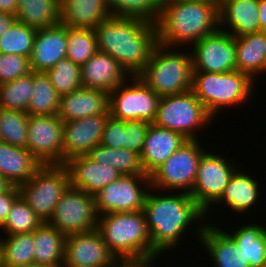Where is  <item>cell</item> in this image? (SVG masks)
<instances>
[{
  "instance_id": "6da1fadb",
  "label": "cell",
  "mask_w": 266,
  "mask_h": 267,
  "mask_svg": "<svg viewBox=\"0 0 266 267\" xmlns=\"http://www.w3.org/2000/svg\"><path fill=\"white\" fill-rule=\"evenodd\" d=\"M97 49L117 60L130 76H138L158 46L154 22L140 17L111 16L94 28Z\"/></svg>"
},
{
  "instance_id": "7a4b0ae2",
  "label": "cell",
  "mask_w": 266,
  "mask_h": 267,
  "mask_svg": "<svg viewBox=\"0 0 266 267\" xmlns=\"http://www.w3.org/2000/svg\"><path fill=\"white\" fill-rule=\"evenodd\" d=\"M149 191L142 211L147 222L152 248L160 255L178 244L185 230L193 226L192 222H204L202 220L206 215L187 192H176L177 195L161 192L159 195L157 191H155L157 194L150 189Z\"/></svg>"
},
{
  "instance_id": "3957f363",
  "label": "cell",
  "mask_w": 266,
  "mask_h": 267,
  "mask_svg": "<svg viewBox=\"0 0 266 267\" xmlns=\"http://www.w3.org/2000/svg\"><path fill=\"white\" fill-rule=\"evenodd\" d=\"M155 25L158 45L186 47L219 29V7L202 0H163Z\"/></svg>"
},
{
  "instance_id": "277c9868",
  "label": "cell",
  "mask_w": 266,
  "mask_h": 267,
  "mask_svg": "<svg viewBox=\"0 0 266 267\" xmlns=\"http://www.w3.org/2000/svg\"><path fill=\"white\" fill-rule=\"evenodd\" d=\"M97 229L120 264L155 262L159 258L142 210L99 215Z\"/></svg>"
},
{
  "instance_id": "5b68a950",
  "label": "cell",
  "mask_w": 266,
  "mask_h": 267,
  "mask_svg": "<svg viewBox=\"0 0 266 267\" xmlns=\"http://www.w3.org/2000/svg\"><path fill=\"white\" fill-rule=\"evenodd\" d=\"M255 79L238 70L226 73L192 72L191 90L214 118L222 108L245 103Z\"/></svg>"
},
{
  "instance_id": "8992f818",
  "label": "cell",
  "mask_w": 266,
  "mask_h": 267,
  "mask_svg": "<svg viewBox=\"0 0 266 267\" xmlns=\"http://www.w3.org/2000/svg\"><path fill=\"white\" fill-rule=\"evenodd\" d=\"M158 45L138 77L160 97L180 94L192 88L191 53Z\"/></svg>"
},
{
  "instance_id": "52a82bcc",
  "label": "cell",
  "mask_w": 266,
  "mask_h": 267,
  "mask_svg": "<svg viewBox=\"0 0 266 267\" xmlns=\"http://www.w3.org/2000/svg\"><path fill=\"white\" fill-rule=\"evenodd\" d=\"M212 120L201 101L189 90L161 97L153 124L181 133L188 140H197L198 129L207 127Z\"/></svg>"
},
{
  "instance_id": "ba28073f",
  "label": "cell",
  "mask_w": 266,
  "mask_h": 267,
  "mask_svg": "<svg viewBox=\"0 0 266 267\" xmlns=\"http://www.w3.org/2000/svg\"><path fill=\"white\" fill-rule=\"evenodd\" d=\"M70 186V175L64 164L42 165L21 186L20 195L43 221L48 222L62 194Z\"/></svg>"
},
{
  "instance_id": "9c48e42d",
  "label": "cell",
  "mask_w": 266,
  "mask_h": 267,
  "mask_svg": "<svg viewBox=\"0 0 266 267\" xmlns=\"http://www.w3.org/2000/svg\"><path fill=\"white\" fill-rule=\"evenodd\" d=\"M199 144V139L187 140L180 146L150 175L151 189L160 190V192H167V190L171 192L176 189L179 192L184 190L190 193L196 179L199 160L207 151Z\"/></svg>"
},
{
  "instance_id": "30bf717a",
  "label": "cell",
  "mask_w": 266,
  "mask_h": 267,
  "mask_svg": "<svg viewBox=\"0 0 266 267\" xmlns=\"http://www.w3.org/2000/svg\"><path fill=\"white\" fill-rule=\"evenodd\" d=\"M129 80H132L130 84ZM128 81L109 94L110 116L122 121L144 120L153 123L161 97L138 76H131Z\"/></svg>"
},
{
  "instance_id": "8fae6325",
  "label": "cell",
  "mask_w": 266,
  "mask_h": 267,
  "mask_svg": "<svg viewBox=\"0 0 266 267\" xmlns=\"http://www.w3.org/2000/svg\"><path fill=\"white\" fill-rule=\"evenodd\" d=\"M98 216L94 196L69 186L47 223L68 236L96 229Z\"/></svg>"
},
{
  "instance_id": "7c38bea8",
  "label": "cell",
  "mask_w": 266,
  "mask_h": 267,
  "mask_svg": "<svg viewBox=\"0 0 266 267\" xmlns=\"http://www.w3.org/2000/svg\"><path fill=\"white\" fill-rule=\"evenodd\" d=\"M232 163L222 155L210 151H206L199 160L196 179L189 194L205 211L206 217L211 206L221 197L231 176L239 168Z\"/></svg>"
},
{
  "instance_id": "4fadbf2b",
  "label": "cell",
  "mask_w": 266,
  "mask_h": 267,
  "mask_svg": "<svg viewBox=\"0 0 266 267\" xmlns=\"http://www.w3.org/2000/svg\"><path fill=\"white\" fill-rule=\"evenodd\" d=\"M140 184H146V189ZM147 189H151L150 176L121 174L116 181L94 195L98 215L143 210Z\"/></svg>"
},
{
  "instance_id": "5bb4252c",
  "label": "cell",
  "mask_w": 266,
  "mask_h": 267,
  "mask_svg": "<svg viewBox=\"0 0 266 267\" xmlns=\"http://www.w3.org/2000/svg\"><path fill=\"white\" fill-rule=\"evenodd\" d=\"M193 72L226 73L236 70L234 36L218 29L190 46Z\"/></svg>"
},
{
  "instance_id": "9a60e30c",
  "label": "cell",
  "mask_w": 266,
  "mask_h": 267,
  "mask_svg": "<svg viewBox=\"0 0 266 267\" xmlns=\"http://www.w3.org/2000/svg\"><path fill=\"white\" fill-rule=\"evenodd\" d=\"M63 124L57 115L29 116L27 149L42 165L63 164Z\"/></svg>"
},
{
  "instance_id": "2e32d148",
  "label": "cell",
  "mask_w": 266,
  "mask_h": 267,
  "mask_svg": "<svg viewBox=\"0 0 266 267\" xmlns=\"http://www.w3.org/2000/svg\"><path fill=\"white\" fill-rule=\"evenodd\" d=\"M64 262L76 267H117L120 264L97 228L66 236Z\"/></svg>"
},
{
  "instance_id": "e0dca14e",
  "label": "cell",
  "mask_w": 266,
  "mask_h": 267,
  "mask_svg": "<svg viewBox=\"0 0 266 267\" xmlns=\"http://www.w3.org/2000/svg\"><path fill=\"white\" fill-rule=\"evenodd\" d=\"M110 115H93L63 124V164L72 157L87 155L101 142Z\"/></svg>"
},
{
  "instance_id": "ac0fdd59",
  "label": "cell",
  "mask_w": 266,
  "mask_h": 267,
  "mask_svg": "<svg viewBox=\"0 0 266 267\" xmlns=\"http://www.w3.org/2000/svg\"><path fill=\"white\" fill-rule=\"evenodd\" d=\"M67 56V27L62 23L39 28L29 57L31 70L46 72Z\"/></svg>"
},
{
  "instance_id": "d6986e66",
  "label": "cell",
  "mask_w": 266,
  "mask_h": 267,
  "mask_svg": "<svg viewBox=\"0 0 266 267\" xmlns=\"http://www.w3.org/2000/svg\"><path fill=\"white\" fill-rule=\"evenodd\" d=\"M70 175V186L94 196L121 173L113 167L95 163L87 155L75 156L64 164Z\"/></svg>"
},
{
  "instance_id": "ffe728a7",
  "label": "cell",
  "mask_w": 266,
  "mask_h": 267,
  "mask_svg": "<svg viewBox=\"0 0 266 267\" xmlns=\"http://www.w3.org/2000/svg\"><path fill=\"white\" fill-rule=\"evenodd\" d=\"M129 76L117 60L109 54L99 51L81 65L82 86L101 90L108 94L127 81Z\"/></svg>"
},
{
  "instance_id": "44dd1931",
  "label": "cell",
  "mask_w": 266,
  "mask_h": 267,
  "mask_svg": "<svg viewBox=\"0 0 266 267\" xmlns=\"http://www.w3.org/2000/svg\"><path fill=\"white\" fill-rule=\"evenodd\" d=\"M197 238L205 247L214 267H250L235 242L217 226L200 224Z\"/></svg>"
},
{
  "instance_id": "7402d4cb",
  "label": "cell",
  "mask_w": 266,
  "mask_h": 267,
  "mask_svg": "<svg viewBox=\"0 0 266 267\" xmlns=\"http://www.w3.org/2000/svg\"><path fill=\"white\" fill-rule=\"evenodd\" d=\"M93 115H110L108 93L82 87L60 96L57 116L63 122Z\"/></svg>"
},
{
  "instance_id": "603a6c76",
  "label": "cell",
  "mask_w": 266,
  "mask_h": 267,
  "mask_svg": "<svg viewBox=\"0 0 266 267\" xmlns=\"http://www.w3.org/2000/svg\"><path fill=\"white\" fill-rule=\"evenodd\" d=\"M187 140L181 133L151 123L140 154L145 174L150 176Z\"/></svg>"
},
{
  "instance_id": "cb8c5ba5",
  "label": "cell",
  "mask_w": 266,
  "mask_h": 267,
  "mask_svg": "<svg viewBox=\"0 0 266 267\" xmlns=\"http://www.w3.org/2000/svg\"><path fill=\"white\" fill-rule=\"evenodd\" d=\"M219 29L234 37L260 32L259 0H227L219 7Z\"/></svg>"
},
{
  "instance_id": "d4e9b609",
  "label": "cell",
  "mask_w": 266,
  "mask_h": 267,
  "mask_svg": "<svg viewBox=\"0 0 266 267\" xmlns=\"http://www.w3.org/2000/svg\"><path fill=\"white\" fill-rule=\"evenodd\" d=\"M41 166L27 148L0 141V175L12 186L27 182Z\"/></svg>"
},
{
  "instance_id": "484cf974",
  "label": "cell",
  "mask_w": 266,
  "mask_h": 267,
  "mask_svg": "<svg viewBox=\"0 0 266 267\" xmlns=\"http://www.w3.org/2000/svg\"><path fill=\"white\" fill-rule=\"evenodd\" d=\"M111 16L107 0H61L60 23L66 27L94 29Z\"/></svg>"
},
{
  "instance_id": "4316f807",
  "label": "cell",
  "mask_w": 266,
  "mask_h": 267,
  "mask_svg": "<svg viewBox=\"0 0 266 267\" xmlns=\"http://www.w3.org/2000/svg\"><path fill=\"white\" fill-rule=\"evenodd\" d=\"M237 50L236 70L252 79L266 72V32L234 37Z\"/></svg>"
},
{
  "instance_id": "83f0119b",
  "label": "cell",
  "mask_w": 266,
  "mask_h": 267,
  "mask_svg": "<svg viewBox=\"0 0 266 267\" xmlns=\"http://www.w3.org/2000/svg\"><path fill=\"white\" fill-rule=\"evenodd\" d=\"M259 183L245 171L237 169L229 179L221 197L214 203H224L237 214L251 209L259 200ZM258 199V200H257Z\"/></svg>"
},
{
  "instance_id": "f1b7e54d",
  "label": "cell",
  "mask_w": 266,
  "mask_h": 267,
  "mask_svg": "<svg viewBox=\"0 0 266 267\" xmlns=\"http://www.w3.org/2000/svg\"><path fill=\"white\" fill-rule=\"evenodd\" d=\"M66 236L43 222L34 230V264L58 267L64 262Z\"/></svg>"
},
{
  "instance_id": "f546056e",
  "label": "cell",
  "mask_w": 266,
  "mask_h": 267,
  "mask_svg": "<svg viewBox=\"0 0 266 267\" xmlns=\"http://www.w3.org/2000/svg\"><path fill=\"white\" fill-rule=\"evenodd\" d=\"M259 224H245L233 233L225 231L242 251L250 267H264L266 264V227Z\"/></svg>"
},
{
  "instance_id": "4dcf8cb0",
  "label": "cell",
  "mask_w": 266,
  "mask_h": 267,
  "mask_svg": "<svg viewBox=\"0 0 266 267\" xmlns=\"http://www.w3.org/2000/svg\"><path fill=\"white\" fill-rule=\"evenodd\" d=\"M61 0H18L17 21L36 29L60 23Z\"/></svg>"
},
{
  "instance_id": "1f68e13d",
  "label": "cell",
  "mask_w": 266,
  "mask_h": 267,
  "mask_svg": "<svg viewBox=\"0 0 266 267\" xmlns=\"http://www.w3.org/2000/svg\"><path fill=\"white\" fill-rule=\"evenodd\" d=\"M87 156L95 163L109 165L123 175H146L140 154L129 149H113L99 144Z\"/></svg>"
},
{
  "instance_id": "d6a6232c",
  "label": "cell",
  "mask_w": 266,
  "mask_h": 267,
  "mask_svg": "<svg viewBox=\"0 0 266 267\" xmlns=\"http://www.w3.org/2000/svg\"><path fill=\"white\" fill-rule=\"evenodd\" d=\"M33 91L26 110L29 116L57 115L59 111L60 95L52 86L45 72L33 71Z\"/></svg>"
},
{
  "instance_id": "836d02e7",
  "label": "cell",
  "mask_w": 266,
  "mask_h": 267,
  "mask_svg": "<svg viewBox=\"0 0 266 267\" xmlns=\"http://www.w3.org/2000/svg\"><path fill=\"white\" fill-rule=\"evenodd\" d=\"M2 257L4 267H23L34 264V231L3 236Z\"/></svg>"
},
{
  "instance_id": "e575fe53",
  "label": "cell",
  "mask_w": 266,
  "mask_h": 267,
  "mask_svg": "<svg viewBox=\"0 0 266 267\" xmlns=\"http://www.w3.org/2000/svg\"><path fill=\"white\" fill-rule=\"evenodd\" d=\"M33 85V71L11 82L0 84V109L26 112Z\"/></svg>"
},
{
  "instance_id": "d590c367",
  "label": "cell",
  "mask_w": 266,
  "mask_h": 267,
  "mask_svg": "<svg viewBox=\"0 0 266 267\" xmlns=\"http://www.w3.org/2000/svg\"><path fill=\"white\" fill-rule=\"evenodd\" d=\"M28 120L26 112L0 109V141L27 148Z\"/></svg>"
},
{
  "instance_id": "8d00e7d4",
  "label": "cell",
  "mask_w": 266,
  "mask_h": 267,
  "mask_svg": "<svg viewBox=\"0 0 266 267\" xmlns=\"http://www.w3.org/2000/svg\"><path fill=\"white\" fill-rule=\"evenodd\" d=\"M43 221L35 214L20 195L8 213L5 222L0 226L5 235L32 233Z\"/></svg>"
},
{
  "instance_id": "74e56055",
  "label": "cell",
  "mask_w": 266,
  "mask_h": 267,
  "mask_svg": "<svg viewBox=\"0 0 266 267\" xmlns=\"http://www.w3.org/2000/svg\"><path fill=\"white\" fill-rule=\"evenodd\" d=\"M37 29L16 21L0 36V53L30 57Z\"/></svg>"
},
{
  "instance_id": "f35d334b",
  "label": "cell",
  "mask_w": 266,
  "mask_h": 267,
  "mask_svg": "<svg viewBox=\"0 0 266 267\" xmlns=\"http://www.w3.org/2000/svg\"><path fill=\"white\" fill-rule=\"evenodd\" d=\"M97 51L98 49L94 29L67 27L66 58L81 66Z\"/></svg>"
},
{
  "instance_id": "ab89813d",
  "label": "cell",
  "mask_w": 266,
  "mask_h": 267,
  "mask_svg": "<svg viewBox=\"0 0 266 267\" xmlns=\"http://www.w3.org/2000/svg\"><path fill=\"white\" fill-rule=\"evenodd\" d=\"M107 4L112 16L140 17L155 23L163 0H107Z\"/></svg>"
},
{
  "instance_id": "60d3db41",
  "label": "cell",
  "mask_w": 266,
  "mask_h": 267,
  "mask_svg": "<svg viewBox=\"0 0 266 267\" xmlns=\"http://www.w3.org/2000/svg\"><path fill=\"white\" fill-rule=\"evenodd\" d=\"M45 73L60 96L77 91L83 87L81 66L73 63L68 58L60 60L53 68L48 69Z\"/></svg>"
},
{
  "instance_id": "b9f144b4",
  "label": "cell",
  "mask_w": 266,
  "mask_h": 267,
  "mask_svg": "<svg viewBox=\"0 0 266 267\" xmlns=\"http://www.w3.org/2000/svg\"><path fill=\"white\" fill-rule=\"evenodd\" d=\"M32 72L28 57L0 53V84L11 82Z\"/></svg>"
},
{
  "instance_id": "7bdbcfd3",
  "label": "cell",
  "mask_w": 266,
  "mask_h": 267,
  "mask_svg": "<svg viewBox=\"0 0 266 267\" xmlns=\"http://www.w3.org/2000/svg\"><path fill=\"white\" fill-rule=\"evenodd\" d=\"M150 124L144 120L125 121V149L141 154Z\"/></svg>"
},
{
  "instance_id": "ee69618b",
  "label": "cell",
  "mask_w": 266,
  "mask_h": 267,
  "mask_svg": "<svg viewBox=\"0 0 266 267\" xmlns=\"http://www.w3.org/2000/svg\"><path fill=\"white\" fill-rule=\"evenodd\" d=\"M100 144L113 149L125 148V121L109 116L104 125Z\"/></svg>"
},
{
  "instance_id": "f6af8a7d",
  "label": "cell",
  "mask_w": 266,
  "mask_h": 267,
  "mask_svg": "<svg viewBox=\"0 0 266 267\" xmlns=\"http://www.w3.org/2000/svg\"><path fill=\"white\" fill-rule=\"evenodd\" d=\"M20 196L19 188L11 186L7 191L0 194V226L5 222L14 201Z\"/></svg>"
},
{
  "instance_id": "bcb514c9",
  "label": "cell",
  "mask_w": 266,
  "mask_h": 267,
  "mask_svg": "<svg viewBox=\"0 0 266 267\" xmlns=\"http://www.w3.org/2000/svg\"><path fill=\"white\" fill-rule=\"evenodd\" d=\"M17 18L15 15L4 13L0 11V36L5 33L15 22Z\"/></svg>"
},
{
  "instance_id": "7dc6e473",
  "label": "cell",
  "mask_w": 266,
  "mask_h": 267,
  "mask_svg": "<svg viewBox=\"0 0 266 267\" xmlns=\"http://www.w3.org/2000/svg\"><path fill=\"white\" fill-rule=\"evenodd\" d=\"M0 11L16 16L18 0H0Z\"/></svg>"
},
{
  "instance_id": "c3c4849f",
  "label": "cell",
  "mask_w": 266,
  "mask_h": 267,
  "mask_svg": "<svg viewBox=\"0 0 266 267\" xmlns=\"http://www.w3.org/2000/svg\"><path fill=\"white\" fill-rule=\"evenodd\" d=\"M260 31L266 32V0H259Z\"/></svg>"
},
{
  "instance_id": "681fc988",
  "label": "cell",
  "mask_w": 266,
  "mask_h": 267,
  "mask_svg": "<svg viewBox=\"0 0 266 267\" xmlns=\"http://www.w3.org/2000/svg\"><path fill=\"white\" fill-rule=\"evenodd\" d=\"M154 262H146V263H122L117 267H153Z\"/></svg>"
},
{
  "instance_id": "f907efd6",
  "label": "cell",
  "mask_w": 266,
  "mask_h": 267,
  "mask_svg": "<svg viewBox=\"0 0 266 267\" xmlns=\"http://www.w3.org/2000/svg\"><path fill=\"white\" fill-rule=\"evenodd\" d=\"M12 185L2 176L0 175V194L7 191Z\"/></svg>"
},
{
  "instance_id": "816d5d0a",
  "label": "cell",
  "mask_w": 266,
  "mask_h": 267,
  "mask_svg": "<svg viewBox=\"0 0 266 267\" xmlns=\"http://www.w3.org/2000/svg\"><path fill=\"white\" fill-rule=\"evenodd\" d=\"M0 267H4L3 266V257H2V241L0 238Z\"/></svg>"
},
{
  "instance_id": "f5cc1de1",
  "label": "cell",
  "mask_w": 266,
  "mask_h": 267,
  "mask_svg": "<svg viewBox=\"0 0 266 267\" xmlns=\"http://www.w3.org/2000/svg\"><path fill=\"white\" fill-rule=\"evenodd\" d=\"M227 0H213V2L220 7L222 4H224Z\"/></svg>"
},
{
  "instance_id": "db71d44e",
  "label": "cell",
  "mask_w": 266,
  "mask_h": 267,
  "mask_svg": "<svg viewBox=\"0 0 266 267\" xmlns=\"http://www.w3.org/2000/svg\"><path fill=\"white\" fill-rule=\"evenodd\" d=\"M23 267H49V266L39 265V264H31V265H27V266H23Z\"/></svg>"
},
{
  "instance_id": "11a10c76",
  "label": "cell",
  "mask_w": 266,
  "mask_h": 267,
  "mask_svg": "<svg viewBox=\"0 0 266 267\" xmlns=\"http://www.w3.org/2000/svg\"><path fill=\"white\" fill-rule=\"evenodd\" d=\"M58 267H76L73 265H67L65 262H63L61 265H59Z\"/></svg>"
},
{
  "instance_id": "9f6ffc18",
  "label": "cell",
  "mask_w": 266,
  "mask_h": 267,
  "mask_svg": "<svg viewBox=\"0 0 266 267\" xmlns=\"http://www.w3.org/2000/svg\"><path fill=\"white\" fill-rule=\"evenodd\" d=\"M202 1H208V2H213V0H202Z\"/></svg>"
}]
</instances>
